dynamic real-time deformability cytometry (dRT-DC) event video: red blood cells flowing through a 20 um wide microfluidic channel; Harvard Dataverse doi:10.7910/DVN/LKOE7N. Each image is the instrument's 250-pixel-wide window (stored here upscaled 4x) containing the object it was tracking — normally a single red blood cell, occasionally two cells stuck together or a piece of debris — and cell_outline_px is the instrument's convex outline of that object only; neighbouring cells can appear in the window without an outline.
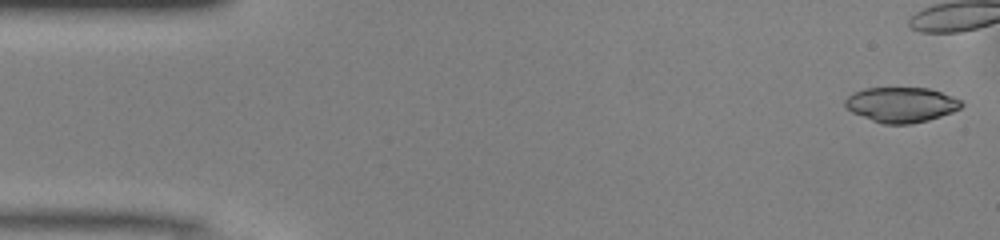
{"species": "common noctule bat (a hibernating species)", "species_latin": "Nyctalus noctula", "temperature_condition": "warm", "stored_images_in_passage": 37, "camera_frame_rate_fps": 3000, "um_per_image_px": 0.085, "animal": {"sex": "male", "body_mass_g": 13.0, "forearm_length_mm": 53.1}, "frame": {"image": 1, "passage_image": 1, "time_ms": 0.0, "image_size_px": [1000, 240], "cell_outline_px": [[964, 104], [960, 108], [952, 112], [928, 120], [912, 124], [884, 124], [872, 120], [852, 112], [844, 104], [844, 100], [852, 92], [864, 88], [928, 88], [952, 96], [960, 100]], "centroid_in_image_um": [76.59, 8.89], "position_along_channel_um": 8.4, "area_um2": 23.7}}